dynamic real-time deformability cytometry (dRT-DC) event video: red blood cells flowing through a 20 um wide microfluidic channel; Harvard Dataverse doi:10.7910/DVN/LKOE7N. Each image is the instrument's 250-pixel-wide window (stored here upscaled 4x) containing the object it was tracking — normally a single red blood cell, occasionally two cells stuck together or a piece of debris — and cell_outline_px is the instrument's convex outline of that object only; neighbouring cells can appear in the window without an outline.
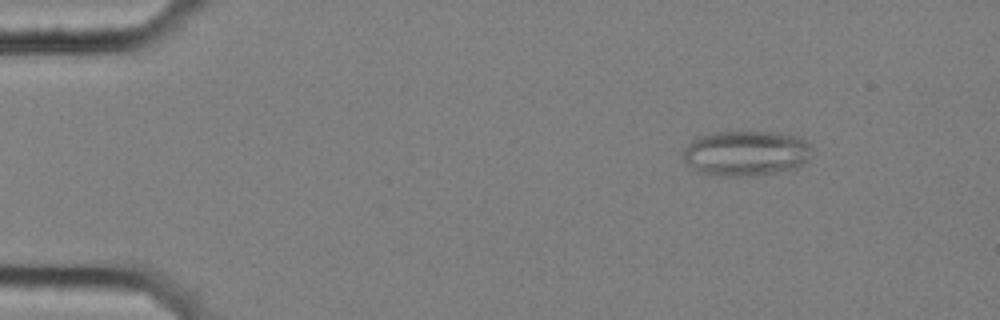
{"species": "common noctule bat (a hibernating species)", "species_latin": "Nyctalus noctula", "temperature_condition": "cold", "stored_images_in_passage": 9, "camera_frame_rate_fps": 3000, "um_per_image_px": 0.085, "animal": {"sex": "female", "body_mass_g": 25.1}, "frame": {"image": 1, "passage_image": 8, "time_ms": 2.333, "image_size_px": [1000, 320], "cell_outline_px": [[812, 148], [808, 160], [796, 168], [776, 172], [748, 176], [720, 176], [704, 172], [688, 164], [684, 160], [684, 148], [696, 136], [712, 132], [772, 132], [800, 136]], "centroid_in_image_um": [63.43, 13.01], "position_along_channel_um": 21.6, "area_um2": 33.81}}